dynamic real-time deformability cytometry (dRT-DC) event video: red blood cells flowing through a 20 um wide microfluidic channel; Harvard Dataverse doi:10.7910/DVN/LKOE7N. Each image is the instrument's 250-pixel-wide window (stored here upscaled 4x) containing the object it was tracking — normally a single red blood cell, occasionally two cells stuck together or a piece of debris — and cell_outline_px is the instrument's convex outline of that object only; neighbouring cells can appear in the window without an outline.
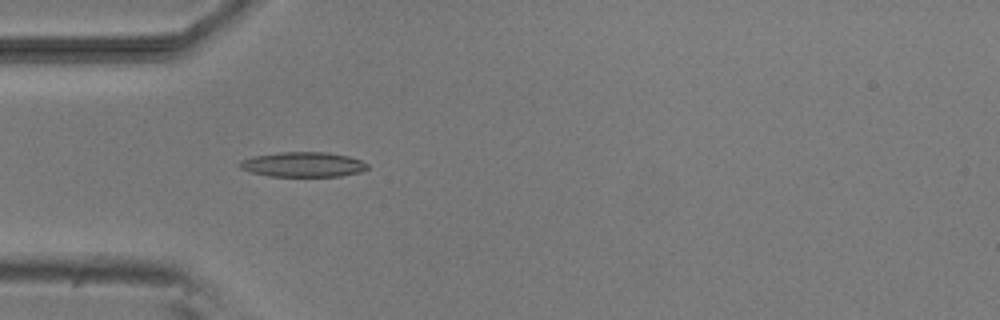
{"species": "common noctule bat (a hibernating species)", "species_latin": "Nyctalus noctula", "temperature_condition": "room temperature", "stored_images_in_passage": 29, "camera_frame_rate_fps": 3000, "um_per_image_px": 0.085, "animal": {"sex": "male", "body_mass_g": 20.5, "forearm_length_mm": 52.5}, "frame": {"image": 1, "passage_image": 10, "time_ms": 3.0, "image_size_px": [1000, 320], "cell_outline_px": [[368, 168], [360, 172], [340, 176], [268, 176], [252, 172], [240, 168], [236, 164], [240, 160], [252, 156], [280, 152], [328, 152], [348, 156], [360, 160], [368, 164]], "centroid_in_image_um": [25.72, 13.97], "position_along_channel_um": 59.3, "area_um2": 18.61}}
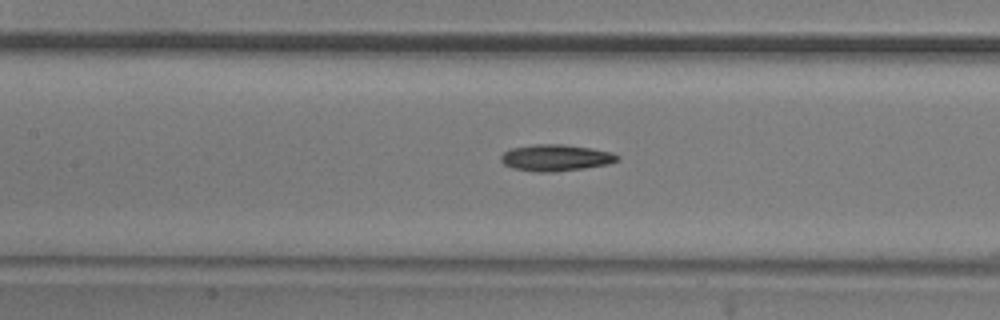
{"frame": {"image": 2, "passage_image": 18, "time_ms": 5.667, "image_size_px": [1000, 320], "cell_outline_px": [[620, 160], [608, 164], [584, 168], [556, 172], [536, 172], [512, 168], [504, 164], [500, 160], [500, 156], [504, 152], [512, 148], [536, 144], [564, 144], [592, 148], [612, 152], [620, 156]], "centroid_in_image_um": [47.26, 13.41], "position_along_channel_um": 160.1, "area_um2": 18.15}}
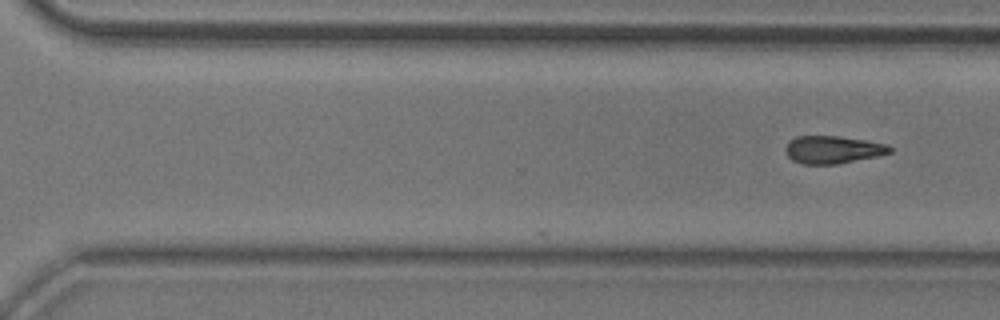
{"frame": {"image": 3, "passage_image": 29, "time_ms": 9.333, "image_size_px": [1000, 320], "cell_outline_px": [[892, 152], [876, 156], [836, 164], [804, 164], [792, 160], [788, 156], [784, 148], [788, 140], [796, 136], [836, 136], [864, 140], [888, 144], [892, 148]], "centroid_in_image_um": [70.75, 12.71], "position_along_channel_um": 299.8, "area_um2": 16.76}}